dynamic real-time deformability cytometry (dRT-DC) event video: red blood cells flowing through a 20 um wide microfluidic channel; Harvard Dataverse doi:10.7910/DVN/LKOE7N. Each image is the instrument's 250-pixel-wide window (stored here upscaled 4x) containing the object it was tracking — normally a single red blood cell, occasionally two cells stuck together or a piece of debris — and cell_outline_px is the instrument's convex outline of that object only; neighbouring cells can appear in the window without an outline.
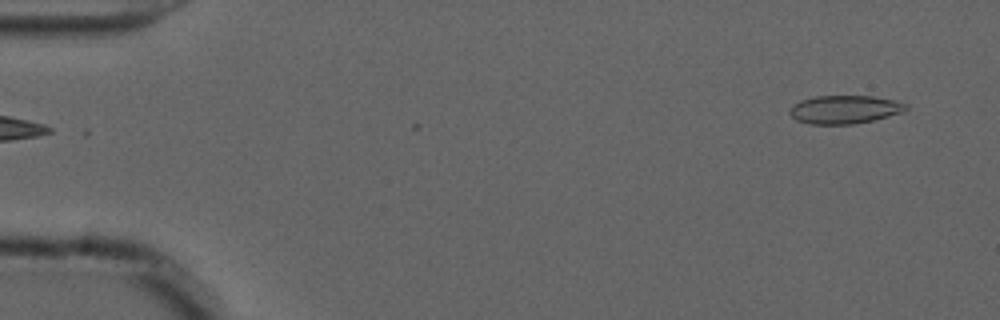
{"species": "common noctule bat (a hibernating species)", "species_latin": "Nyctalus noctula", "temperature_condition": "cold", "stored_images_in_passage": 8, "camera_frame_rate_fps": 3000, "um_per_image_px": 0.085, "animal": {"sex": "male", "forearm_length_mm": 52.5}, "frame": {"image": 1, "passage_image": 1, "time_ms": 0.0, "image_size_px": [1000, 320], "cell_outline_px": [[908, 108], [904, 112], [872, 120], [852, 124], [808, 124], [796, 120], [788, 112], [800, 100], [816, 96], [872, 96], [892, 100], [908, 104]], "centroid_in_image_um": [71.8, 9.31], "position_along_channel_um": 13.2, "area_um2": 19.02}}